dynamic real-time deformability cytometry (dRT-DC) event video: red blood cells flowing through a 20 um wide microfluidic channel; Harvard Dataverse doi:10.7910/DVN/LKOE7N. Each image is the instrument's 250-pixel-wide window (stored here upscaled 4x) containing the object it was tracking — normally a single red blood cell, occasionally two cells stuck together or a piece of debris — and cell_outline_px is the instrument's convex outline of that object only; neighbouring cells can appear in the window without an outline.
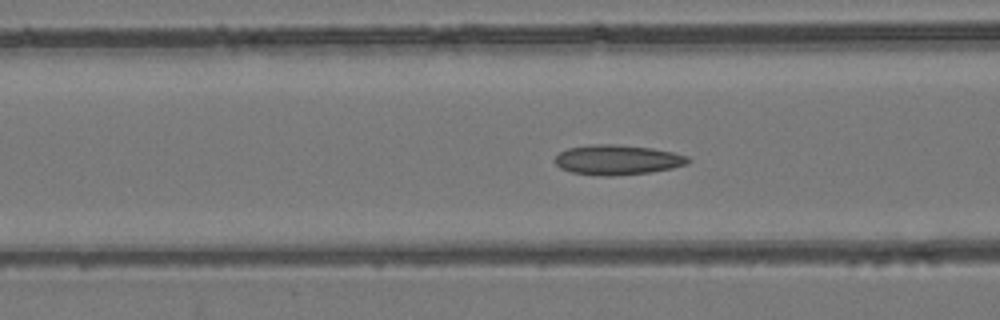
{"species": "common noctule bat (a hibernating species)", "species_latin": "Nyctalus noctula", "temperature_condition": "room temperature", "stored_images_in_passage": 56, "camera_frame_rate_fps": 3000, "um_per_image_px": 0.085, "animal": {"sex": "female", "body_mass_g": 24.6, "forearm_length_mm": 56.2}, "frame": {"image": 1, "passage_image": 23, "time_ms": 7.333, "image_size_px": [1000, 320], "cell_outline_px": [[692, 160], [688, 164], [672, 168], [652, 172], [612, 176], [604, 176], [572, 172], [560, 168], [556, 164], [556, 156], [560, 152], [568, 148], [592, 144], [616, 144], [652, 148], [672, 152], [688, 156]], "centroid_in_image_um": [52.52, 13.58], "position_along_channel_um": 114.1, "area_um2": 23.24}}
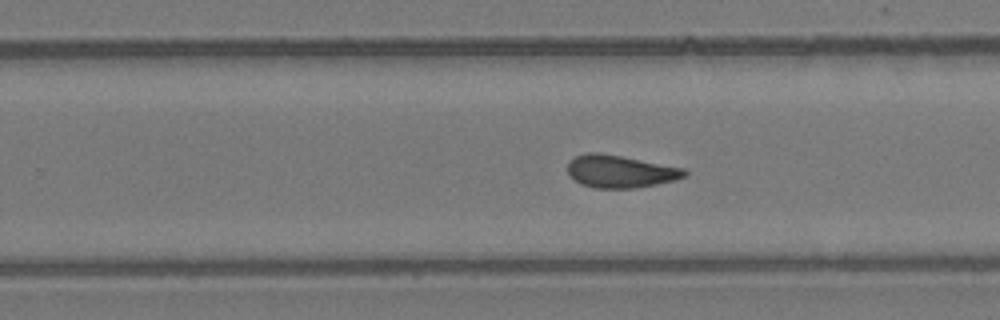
{"frame": {"image": 2, "passage_image": 36, "time_ms": 11.667, "image_size_px": [1000, 320], "cell_outline_px": [[688, 172], [684, 176], [676, 180], [636, 188], [596, 188], [580, 184], [568, 172], [568, 160], [584, 152], [600, 152], [684, 168]], "centroid_in_image_um": [52.7, 14.56], "position_along_channel_um": 277.1, "area_um2": 22.14}}
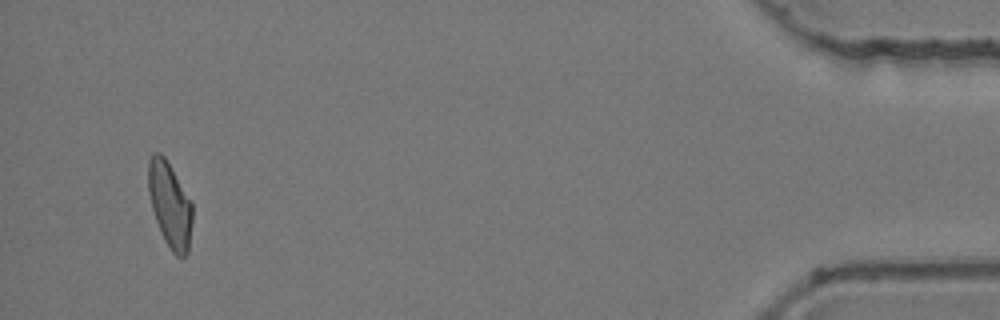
{"frame": {"image": 3, "passage_image": 54, "time_ms": 17.667, "image_size_px": [1000, 320], "cell_outline_px": [[192, 220], [188, 252], [184, 256], [176, 256], [172, 252], [164, 240], [156, 220], [152, 208], [148, 192], [148, 160], [152, 152], [160, 152], [164, 156], [192, 204]], "centroid_in_image_um": [14.42, 17.4], "position_along_channel_um": 420.8, "area_um2": 21.62}, "authors_computed_cell_mechanics": {"area_um2": 22.1952, "velocity_mm_per_s": 3.7665, "shape_relaxation_time_tau1_ms": null, "shape_relaxation_time_tau2_ms": 2.4164, "deformation_change_tau1": null, "deformation_change_tau2": 0.1026}}